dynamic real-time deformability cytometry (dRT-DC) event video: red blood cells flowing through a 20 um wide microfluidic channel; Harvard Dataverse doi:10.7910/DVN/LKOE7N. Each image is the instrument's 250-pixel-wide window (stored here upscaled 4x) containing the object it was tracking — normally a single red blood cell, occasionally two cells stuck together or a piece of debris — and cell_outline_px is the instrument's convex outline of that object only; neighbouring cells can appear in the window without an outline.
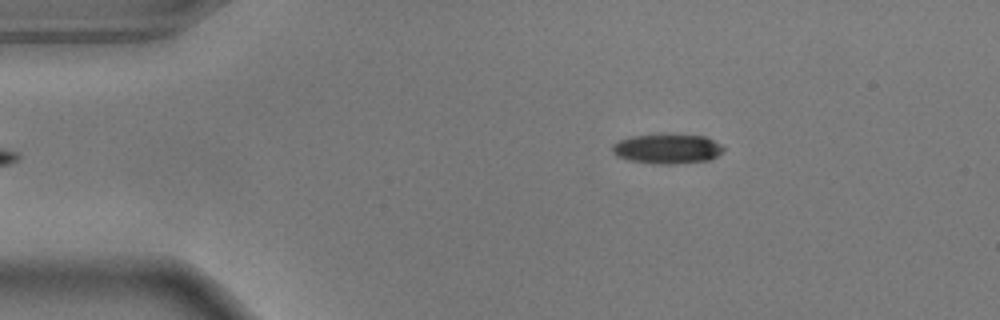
{"species": "common noctule bat (a hibernating species)", "species_latin": "Nyctalus noctula", "temperature_condition": "warm", "stored_images_in_passage": 8, "camera_frame_rate_fps": 3000, "um_per_image_px": 0.085, "animal": {"sex": "male", "body_mass_g": 17.9}, "frame": {"image": 1, "passage_image": 2, "time_ms": 0.333, "image_size_px": [1000, 320], "cell_outline_px": [[724, 148], [712, 160], [676, 164], [656, 164], [628, 160], [616, 156], [612, 152], [612, 144], [620, 140], [632, 136], [668, 132], [704, 136], [720, 144]], "centroid_in_image_um": [56.69, 12.62], "position_along_channel_um": 28.3, "area_um2": 19.83}}